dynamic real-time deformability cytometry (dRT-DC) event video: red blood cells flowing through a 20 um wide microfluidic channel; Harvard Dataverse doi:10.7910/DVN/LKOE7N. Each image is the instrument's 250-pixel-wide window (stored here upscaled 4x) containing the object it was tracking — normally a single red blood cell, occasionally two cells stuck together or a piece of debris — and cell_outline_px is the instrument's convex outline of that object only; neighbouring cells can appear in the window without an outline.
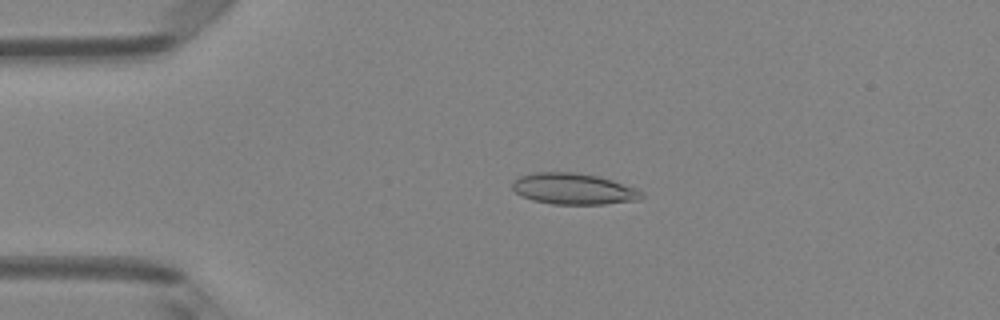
{"species": "Egyptian fruit bat (a non-hibernating species)", "species_latin": "Rousettus aegyptiacus", "temperature_condition": "room temperature", "stored_images_in_passage": 49, "camera_frame_rate_fps": 3000, "um_per_image_px": 0.085, "animal": {"sex": "female"}, "frame": {"image": 1, "passage_image": 11, "time_ms": 3.333, "image_size_px": [1000, 320], "cell_outline_px": [[644, 196], [640, 200], [604, 204], [552, 204], [532, 200], [516, 192], [512, 188], [512, 180], [520, 176], [536, 172], [576, 172], [596, 176], [612, 180], [636, 188], [644, 192]], "centroid_in_image_um": [48.77, 16.05], "position_along_channel_um": 36.2, "area_um2": 23.52}}
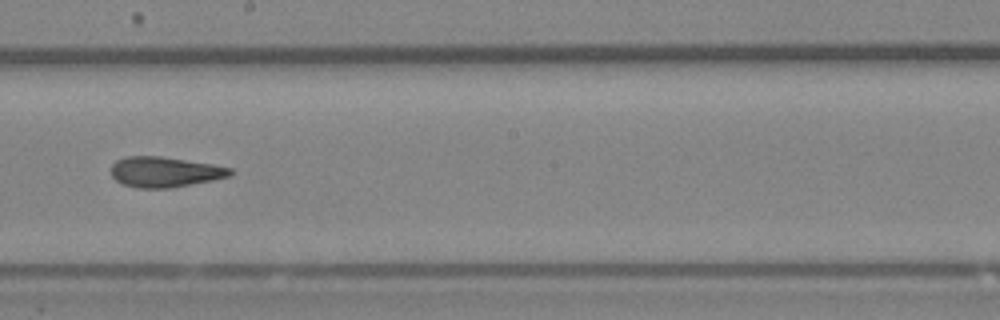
{"frame": {"image": 2, "passage_image": 28, "time_ms": 9.0, "image_size_px": [1000, 320], "cell_outline_px": [[232, 176], [172, 188], [136, 188], [124, 184], [116, 180], [112, 176], [112, 164], [116, 160], [124, 156], [160, 156], [212, 164], [232, 168]], "centroid_in_image_um": [14.01, 14.61], "position_along_channel_um": 234.2, "area_um2": 21.1}}
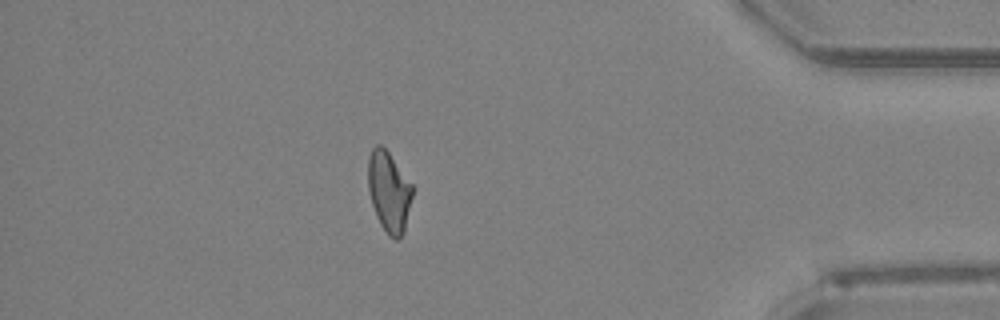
{"frame": {"image": 3, "passage_image": 43, "time_ms": 14.0, "image_size_px": [1000, 320], "cell_outline_px": [[412, 196], [404, 232], [396, 240], [388, 236], [380, 224], [376, 216], [372, 204], [368, 188], [368, 156], [372, 148], [376, 144], [380, 144], [388, 152], [412, 184]], "centroid_in_image_um": [33.04, 16.29], "position_along_channel_um": 402.2, "area_um2": 20.69}, "authors_computed_cell_mechanics": {"area_um2": 21.386, "velocity_mm_per_s": 4.1498, "shape_relaxation_time_tau1_ms": null, "shape_relaxation_time_tau2_ms": 2.6726, "deformation_change_tau1": null, "deformation_change_tau2": 0.1016}}